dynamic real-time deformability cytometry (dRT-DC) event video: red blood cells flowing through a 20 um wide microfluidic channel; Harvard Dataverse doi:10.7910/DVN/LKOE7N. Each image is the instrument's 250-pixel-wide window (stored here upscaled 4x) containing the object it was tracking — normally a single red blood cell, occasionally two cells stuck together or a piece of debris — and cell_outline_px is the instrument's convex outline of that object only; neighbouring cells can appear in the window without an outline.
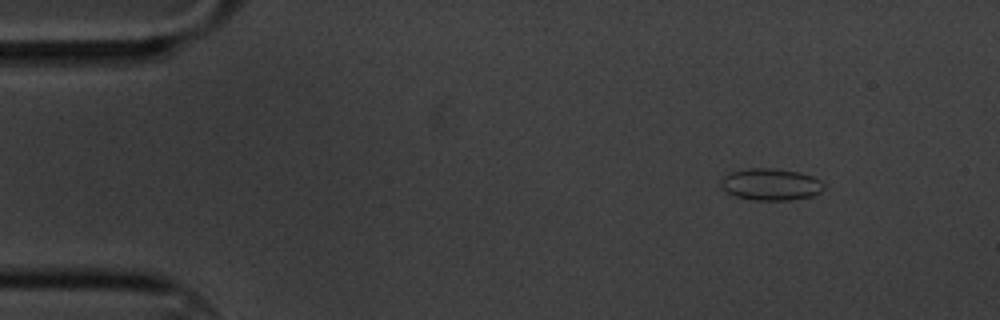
{"species": "common noctule bat (a hibernating species)", "species_latin": "Nyctalus noctula", "temperature_condition": "cold", "stored_images_in_passage": 59, "camera_frame_rate_fps": 3000, "um_per_image_px": 0.085, "animal": {"sex": "male", "body_mass_g": 20.1, "forearm_length_mm": 53.5}, "frame": {"image": 1, "passage_image": 6, "time_ms": 1.667, "image_size_px": [1000, 320], "cell_outline_px": [[824, 188], [820, 192], [812, 196], [792, 200], [756, 200], [736, 196], [728, 192], [720, 184], [720, 180], [728, 172], [748, 168], [772, 168], [800, 172], [812, 176], [820, 180], [824, 184]], "centroid_in_image_um": [65.52, 15.66], "position_along_channel_um": 19.5, "area_um2": 19.13}}
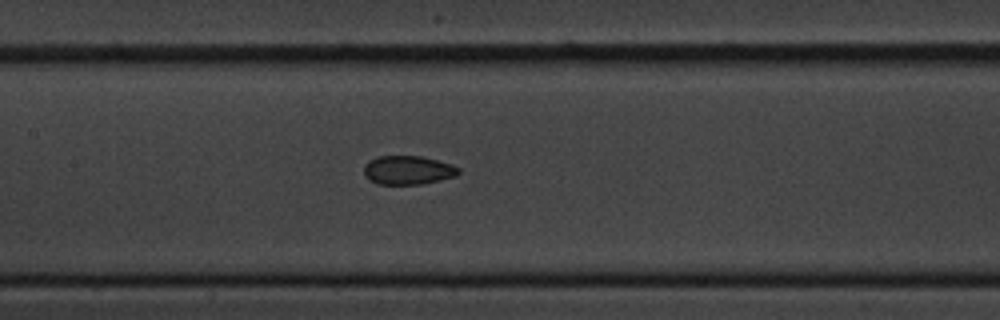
{"frame": {"image": 2, "passage_image": 27, "time_ms": 8.667, "image_size_px": [1000, 320], "cell_outline_px": [[460, 172], [456, 176], [440, 180], [420, 184], [380, 184], [368, 180], [364, 176], [364, 164], [368, 160], [380, 156], [420, 156], [452, 164], [460, 168]], "centroid_in_image_um": [34.66, 14.46], "position_along_channel_um": 172.7, "area_um2": 15.95}}
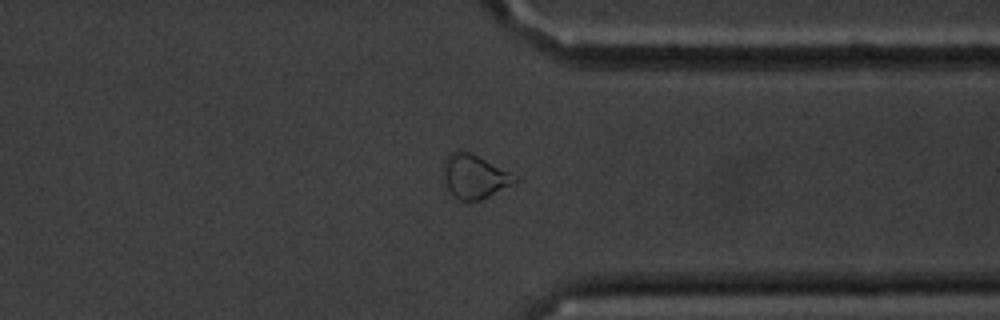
{"frame": {"image": 3, "passage_image": 45, "time_ms": 14.667, "image_size_px": [1000, 320], "cell_outline_px": [[520, 180], [480, 200], [460, 200], [448, 188], [444, 180], [444, 160], [452, 152], [460, 148], [520, 176]], "centroid_in_image_um": [40.36, 14.97], "position_along_channel_um": 371.0, "area_um2": 18.03}, "authors_computed_cell_mechanics": {"area_um2": 17.051, "velocity_mm_per_s": 3.3433, "shape_relaxation_time_tau1_ms": null, "shape_relaxation_time_tau2_ms": 3.029, "deformation_change_tau1": null, "deformation_change_tau2": 0.0599}}